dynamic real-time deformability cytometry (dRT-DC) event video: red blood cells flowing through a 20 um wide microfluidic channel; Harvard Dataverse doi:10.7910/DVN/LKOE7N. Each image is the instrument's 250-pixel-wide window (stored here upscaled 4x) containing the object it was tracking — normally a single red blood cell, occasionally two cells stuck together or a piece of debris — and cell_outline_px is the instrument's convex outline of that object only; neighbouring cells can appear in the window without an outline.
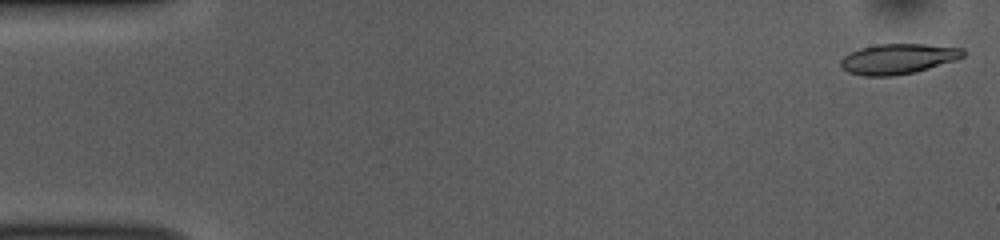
{"species": "common noctule bat (a hibernating species)", "species_latin": "Nyctalus noctula", "temperature_condition": "room temperature", "stored_images_in_passage": 51, "camera_frame_rate_fps": 3000, "um_per_image_px": 0.085, "animal": {"sex": "female", "body_mass_g": 10.0, "forearm_length_mm": 53.1}, "frame": {"image": 1, "passage_image": 1, "time_ms": 0.0, "image_size_px": [1000, 240], "cell_outline_px": [[964, 56], [956, 60], [916, 72], [892, 76], [864, 76], [848, 72], [840, 68], [840, 60], [844, 56], [860, 48], [876, 44], [924, 44], [964, 48]], "centroid_in_image_um": [76.32, 5.01], "position_along_channel_um": 8.7, "area_um2": 21.68}}
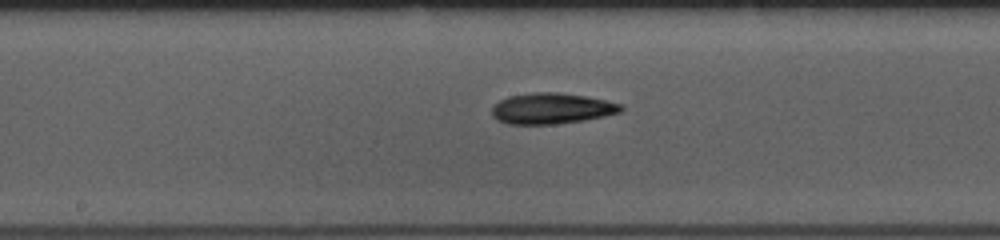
{"frame": {"image": 2, "passage_image": 26, "time_ms": 8.333, "image_size_px": [1000, 240], "cell_outline_px": [[624, 108], [620, 112], [604, 116], [584, 120], [556, 124], [508, 124], [496, 120], [492, 116], [492, 108], [500, 100], [508, 96], [532, 92], [560, 92], [584, 96], [604, 100], [620, 104]], "centroid_in_image_um": [46.85, 9.22], "position_along_channel_um": 201.3, "area_um2": 23.18}}
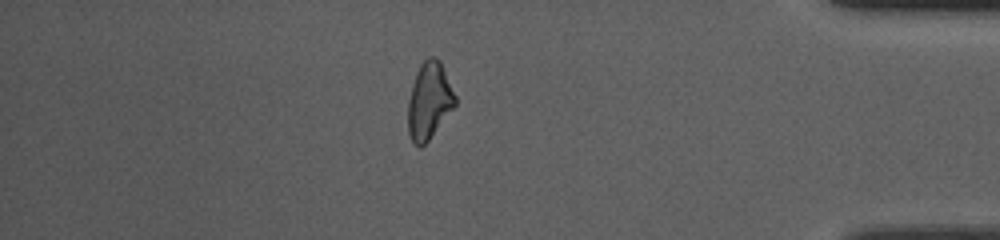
{"frame": {"image": 3, "passage_image": 44, "time_ms": 14.333, "image_size_px": [1000, 240], "cell_outline_px": [[456, 104], [428, 140], [420, 148], [412, 144], [408, 132], [408, 100], [412, 84], [416, 72], [420, 64], [428, 56], [436, 56], [440, 60], [456, 96]], "centroid_in_image_um": [36.46, 8.55], "position_along_channel_um": 398.7, "area_um2": 21.15}, "authors_computed_cell_mechanics": {"area_um2": 22.0218, "velocity_mm_per_s": 3.8825, "shape_relaxation_time_tau1_ms": 8.6253, "shape_relaxation_time_tau2_ms": 9.0466, "deformation_change_tau1": 0.1734, "deformation_change_tau2": 0.2088}}